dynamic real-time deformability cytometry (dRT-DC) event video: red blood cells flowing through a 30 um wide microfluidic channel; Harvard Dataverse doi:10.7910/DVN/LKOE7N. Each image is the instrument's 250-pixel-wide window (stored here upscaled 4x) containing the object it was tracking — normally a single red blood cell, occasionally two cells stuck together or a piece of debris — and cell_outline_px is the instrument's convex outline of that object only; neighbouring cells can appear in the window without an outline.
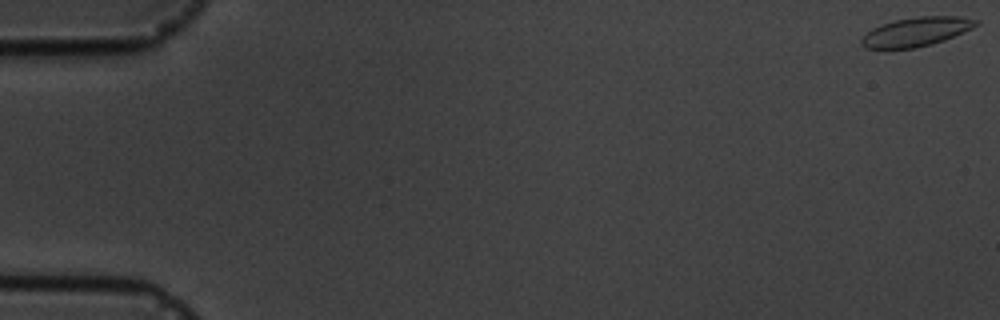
{"species": "common noctule bat (a hibernating species)", "species_latin": "Nyctalus noctula", "temperature_condition": "cold", "stored_images_in_passage": 7, "camera_frame_rate_fps": 3000, "um_per_image_px": 0.085, "animal": {"sex": "male", "body_mass_g": 19.5, "forearm_length_mm": 54.6}, "frame": {"image": 1, "passage_image": 1, "time_ms": 0.0, "image_size_px": [1000, 320], "cell_outline_px": [[980, 24], [972, 28], [944, 40], [932, 44], [916, 48], [864, 48], [860, 44], [860, 40], [872, 28], [880, 24], [896, 20], [920, 16], [960, 16], [980, 20]], "centroid_in_image_um": [77.9, 2.69], "position_along_channel_um": 7.1, "area_um2": 19.36}}